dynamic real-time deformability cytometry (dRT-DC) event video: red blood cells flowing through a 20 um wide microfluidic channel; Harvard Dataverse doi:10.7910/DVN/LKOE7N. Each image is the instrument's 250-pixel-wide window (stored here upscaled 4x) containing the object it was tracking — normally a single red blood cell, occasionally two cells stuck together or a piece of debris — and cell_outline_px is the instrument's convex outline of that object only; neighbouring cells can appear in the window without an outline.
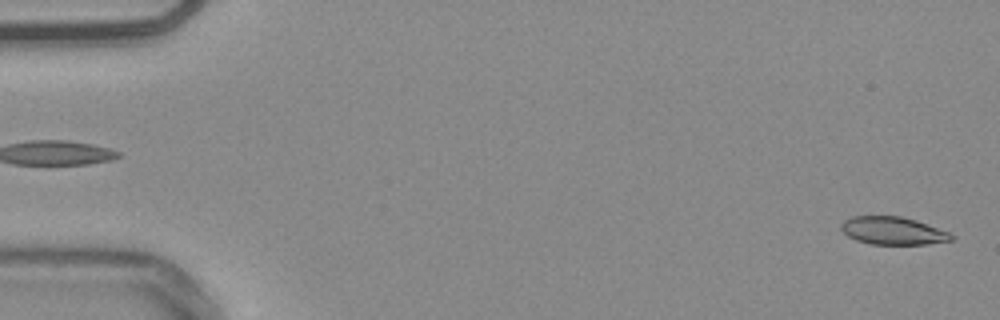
{"species": "common noctule bat (a hibernating species)", "species_latin": "Nyctalus noctula", "temperature_condition": "warm", "stored_images_in_passage": 54, "camera_frame_rate_fps": 3000, "um_per_image_px": 0.085, "animal": {"sex": "male", "body_mass_g": 20.4}, "frame": {"image": 1, "passage_image": 1, "time_ms": 0.0, "image_size_px": [1000, 320], "cell_outline_px": [[956, 236], [952, 240], [928, 244], [872, 244], [856, 240], [848, 236], [840, 228], [840, 224], [844, 220], [852, 216], [900, 216], [916, 220], [948, 232]], "centroid_in_image_um": [75.89, 19.61], "position_along_channel_um": 9.1, "area_um2": 17.8}}
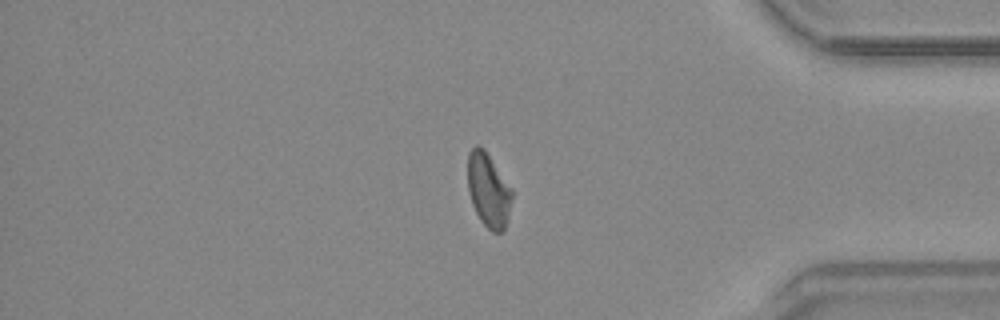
{"frame": {"image": 2, "passage_image": 45, "time_ms": 14.667, "image_size_px": [1000, 320], "cell_outline_px": [[512, 196], [508, 216], [504, 232], [492, 232], [480, 220], [472, 204], [468, 188], [468, 152], [476, 144], [484, 148], [512, 188]], "centroid_in_image_um": [41.51, 16.15], "position_along_channel_um": 393.7, "area_um2": 19.07}}
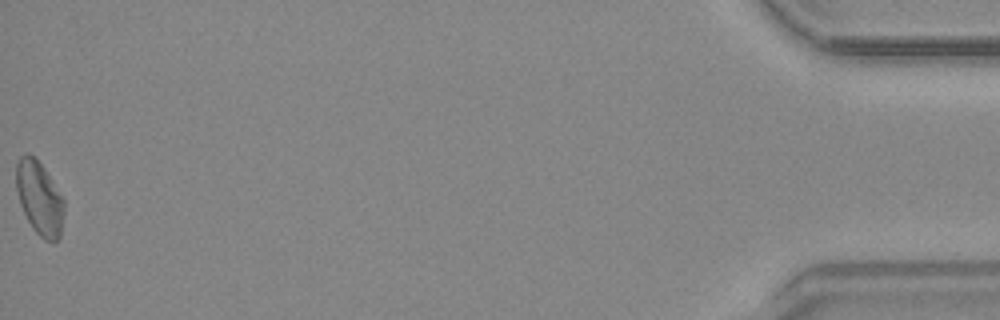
{"frame": {"image": 3, "passage_image": 54, "time_ms": 17.667, "image_size_px": [1000, 320], "cell_outline_px": [[64, 212], [60, 236], [56, 240], [44, 240], [32, 228], [20, 204], [16, 188], [16, 164], [20, 156], [24, 152], [36, 156], [44, 168], [64, 200]], "centroid_in_image_um": [3.34, 16.8], "position_along_channel_um": 431.9, "area_um2": 20.46}, "authors_computed_cell_mechanics": {"area_um2": 19.3341, "velocity_mm_per_s": 3.7646, "shape_relaxation_time_tau1_ms": null, "shape_relaxation_time_tau2_ms": 5.1144, "deformation_change_tau1": null, "deformation_change_tau2": 0.1136}}